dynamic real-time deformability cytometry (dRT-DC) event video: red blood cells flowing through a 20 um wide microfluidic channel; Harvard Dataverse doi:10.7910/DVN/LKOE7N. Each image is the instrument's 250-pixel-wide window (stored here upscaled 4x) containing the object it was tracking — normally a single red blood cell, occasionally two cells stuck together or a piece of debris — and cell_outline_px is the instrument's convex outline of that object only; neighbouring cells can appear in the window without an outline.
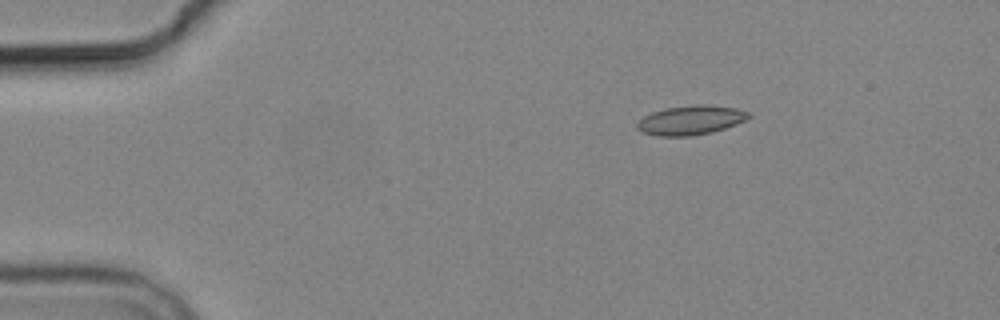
{"species": "common noctule bat (a hibernating species)", "species_latin": "Nyctalus noctula", "temperature_condition": "cold", "stored_images_in_passage": 3, "camera_frame_rate_fps": 3000, "um_per_image_px": 0.085, "animal": {"sex": "male", "body_mass_g": 19.2, "forearm_length_mm": 51.8}, "frame": {"image": 1, "passage_image": 1, "time_ms": 0.0, "image_size_px": [1000, 320], "cell_outline_px": [[752, 116], [736, 124], [712, 132], [688, 136], [656, 136], [640, 132], [636, 128], [636, 124], [644, 116], [652, 112], [664, 108], [696, 104], [704, 104], [736, 108], [748, 112]], "centroid_in_image_um": [58.67, 10.21], "position_along_channel_um": 26.3, "area_um2": 19.07}}